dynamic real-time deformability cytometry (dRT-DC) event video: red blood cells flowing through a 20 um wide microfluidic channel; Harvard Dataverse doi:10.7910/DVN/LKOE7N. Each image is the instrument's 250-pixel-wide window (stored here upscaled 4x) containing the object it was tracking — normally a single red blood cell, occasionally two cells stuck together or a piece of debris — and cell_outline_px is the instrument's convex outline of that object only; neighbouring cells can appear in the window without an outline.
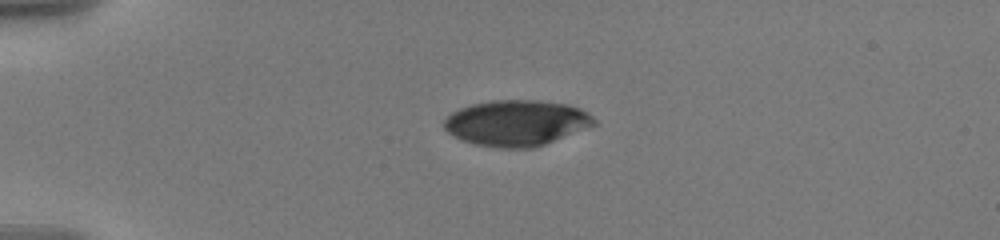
{"species": "human", "species_latin": "Homo sapiens", "temperature_condition": "warm", "stored_images_in_passage": 50, "camera_frame_rate_fps": 3000, "um_per_image_px": 0.085, "donor": {"sex": "male"}, "frame": {"image": 1, "passage_image": 1, "time_ms": 0.0, "image_size_px": [1000, 240], "cell_outline_px": [[596, 124], [544, 144], [532, 148], [496, 148], [472, 144], [460, 140], [448, 132], [444, 128], [444, 120], [452, 112], [460, 108], [472, 104], [492, 100], [540, 100], [568, 104], [580, 108], [588, 112], [596, 120]], "centroid_in_image_um": [43.88, 10.45], "position_along_channel_um": 41.1, "area_um2": 40.11}}
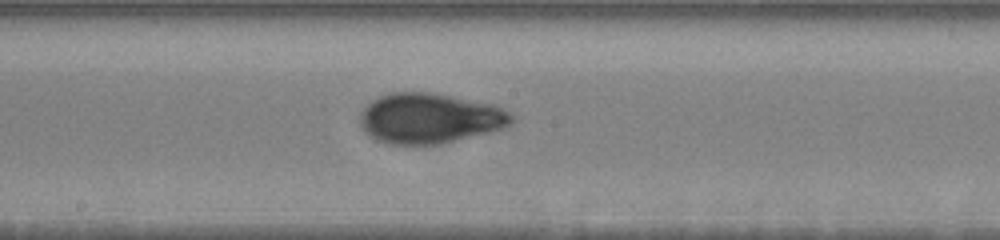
{"frame": {"image": 2, "passage_image": 25, "time_ms": 6.0, "image_size_px": [1000, 240], "cell_outline_px": [[512, 124], [500, 128], [440, 144], [388, 144], [376, 140], [360, 124], [360, 112], [372, 100], [380, 96], [392, 92], [432, 92], [496, 104], [508, 112], [512, 116]], "centroid_in_image_um": [36.51, 10.03], "position_along_channel_um": 211.7, "area_um2": 43.99}}
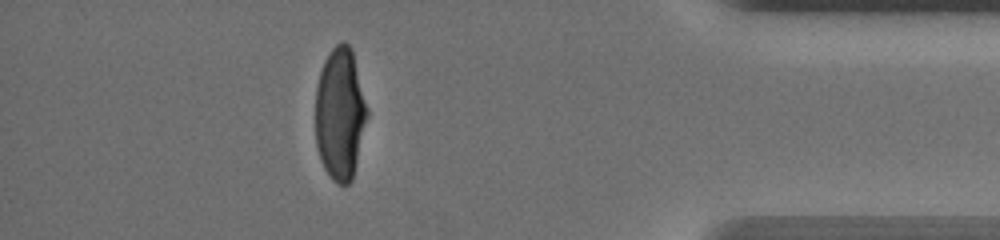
{"frame": {"image": 3, "passage_image": 44, "time_ms": 12.333, "image_size_px": [1000, 240], "cell_outline_px": [[368, 116], [352, 180], [348, 184], [340, 184], [332, 180], [324, 168], [320, 160], [316, 144], [316, 84], [324, 60], [332, 48], [340, 40], [344, 40], [352, 48], [368, 108]], "centroid_in_image_um": [28.91, 9.65], "position_along_channel_um": 406.3, "area_um2": 40.17}, "authors_computed_cell_mechanics": {"area_um2": 42.3963, "velocity_mm_per_s": 3.5896, "shape_relaxation_time_tau1_ms": 5.7514, "shape_relaxation_time_tau2_ms": 1.1683, "deformation_change_tau1": 0.208, "deformation_change_tau2": 0.0495}}